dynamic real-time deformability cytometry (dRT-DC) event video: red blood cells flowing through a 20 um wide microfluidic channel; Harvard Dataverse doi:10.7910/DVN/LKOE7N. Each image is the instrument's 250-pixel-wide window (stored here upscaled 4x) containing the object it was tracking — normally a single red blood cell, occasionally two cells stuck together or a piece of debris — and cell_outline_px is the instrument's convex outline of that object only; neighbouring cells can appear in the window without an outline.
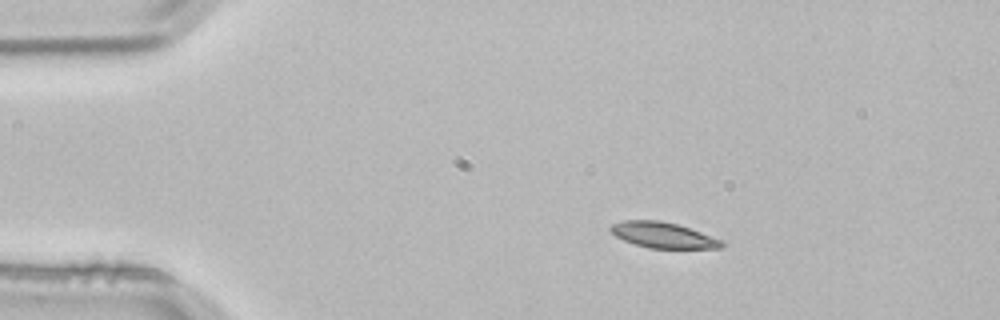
{"species": "common noctule bat (a hibernating species)", "species_latin": "Nyctalus noctula", "temperature_condition": "room temperature", "stored_images_in_passage": 2, "camera_frame_rate_fps": 3000, "um_per_image_px": 0.085, "animal": {"sex": "male", "body_mass_g": 21.5, "forearm_length_mm": 52.0}, "frame": {"image": 1, "passage_image": 1, "time_ms": 0.0, "image_size_px": [1000, 320], "cell_outline_px": [[724, 248], [648, 248], [624, 240], [616, 236], [608, 228], [612, 224], [624, 220], [660, 220], [676, 224], [700, 232], [720, 240], [724, 244]], "centroid_in_image_um": [56.33, 19.98], "position_along_channel_um": 28.7, "area_um2": 16.36}}